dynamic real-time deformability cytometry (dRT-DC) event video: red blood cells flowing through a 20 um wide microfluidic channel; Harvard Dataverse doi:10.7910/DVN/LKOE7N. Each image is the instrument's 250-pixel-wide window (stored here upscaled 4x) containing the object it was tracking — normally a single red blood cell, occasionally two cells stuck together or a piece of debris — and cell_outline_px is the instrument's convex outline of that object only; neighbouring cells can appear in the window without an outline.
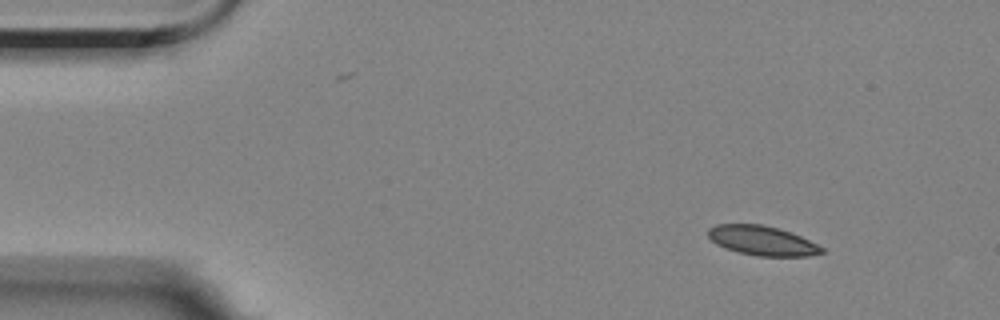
{"species": "Egyptian fruit bat (a non-hibernating species)", "species_latin": "Rousettus aegyptiacus", "temperature_condition": "room temperature", "stored_images_in_passage": 51, "camera_frame_rate_fps": 3000, "um_per_image_px": 0.085, "animal": {"sex": "female"}, "frame": {"image": 1, "passage_image": 1, "time_ms": 0.0, "image_size_px": [1000, 320], "cell_outline_px": [[824, 252], [808, 256], [756, 256], [724, 248], [716, 244], [708, 236], [708, 228], [716, 224], [760, 224], [780, 228], [792, 232], [824, 248]], "centroid_in_image_um": [64.77, 20.45], "position_along_channel_um": 20.2, "area_um2": 19.54}}
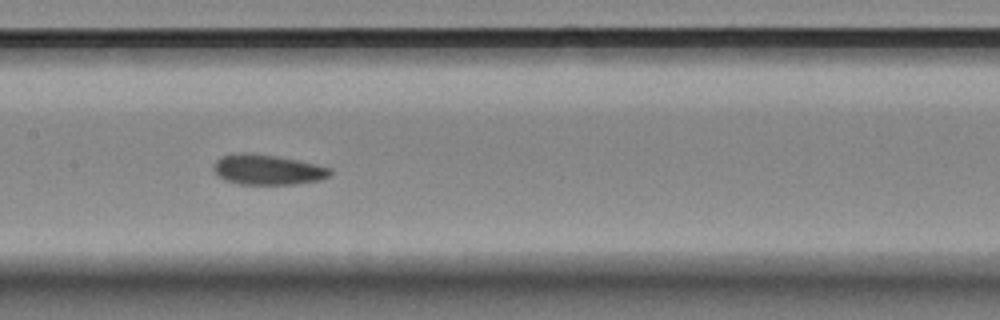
{"frame": {"image": 2, "passage_image": 22, "time_ms": 7.0, "image_size_px": [1000, 320], "cell_outline_px": [[332, 172], [328, 176], [320, 180], [296, 184], [240, 184], [224, 180], [216, 176], [212, 168], [216, 160], [220, 156], [244, 152], [276, 156], [316, 164], [332, 168]], "centroid_in_image_um": [22.7, 14.42], "position_along_channel_um": 184.7, "area_um2": 20.58}}
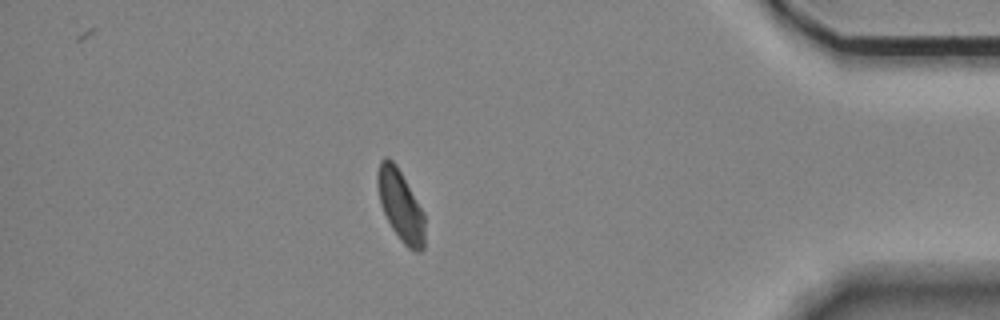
{"frame": {"image": 3, "passage_image": 44, "time_ms": 14.333, "image_size_px": [1000, 320], "cell_outline_px": [[424, 248], [420, 252], [416, 252], [408, 248], [400, 240], [392, 228], [380, 204], [376, 184], [376, 176], [380, 160], [384, 156], [388, 156], [396, 164], [424, 212]], "centroid_in_image_um": [34.03, 17.44], "position_along_channel_um": 401.2, "area_um2": 19.71}, "authors_computed_cell_mechanics": {"area_um2": 20.4034, "velocity_mm_per_s": 3.5016, "shape_relaxation_time_tau1_ms": 7.5941, "shape_relaxation_time_tau2_ms": 2.4262, "deformation_change_tau1": 0.1144, "deformation_change_tau2": 0.0554}}